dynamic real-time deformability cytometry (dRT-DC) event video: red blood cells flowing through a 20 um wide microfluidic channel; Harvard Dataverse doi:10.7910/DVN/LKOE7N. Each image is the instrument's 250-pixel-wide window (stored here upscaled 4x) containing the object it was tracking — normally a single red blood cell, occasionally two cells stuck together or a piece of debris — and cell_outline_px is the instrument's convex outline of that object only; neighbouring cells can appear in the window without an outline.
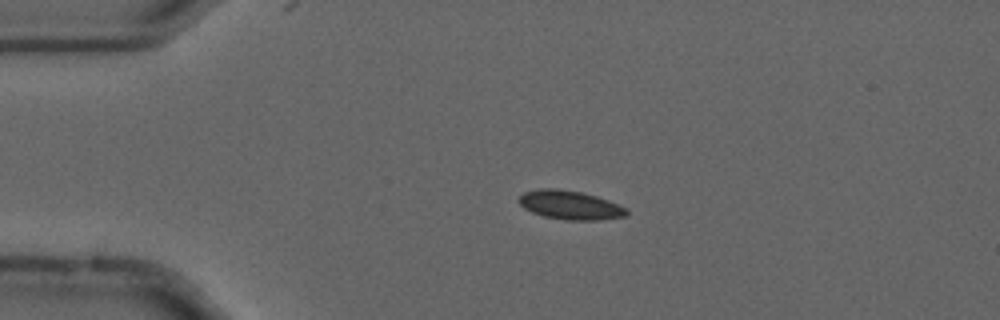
{"species": "common noctule bat (a hibernating species)", "species_latin": "Nyctalus noctula", "temperature_condition": "cold", "stored_images_in_passage": 54, "camera_frame_rate_fps": 3000, "um_per_image_px": 0.085, "animal": {"sex": "male", "forearm_length_mm": 52.5}, "frame": {"image": 1, "passage_image": 11, "time_ms": 3.333, "image_size_px": [1000, 320], "cell_outline_px": [[628, 216], [600, 220], [564, 220], [544, 216], [532, 212], [524, 208], [516, 200], [524, 192], [540, 188], [556, 188], [580, 192], [596, 196], [608, 200], [628, 208]], "centroid_in_image_um": [48.47, 17.43], "position_along_channel_um": 36.5, "area_um2": 18.26}}
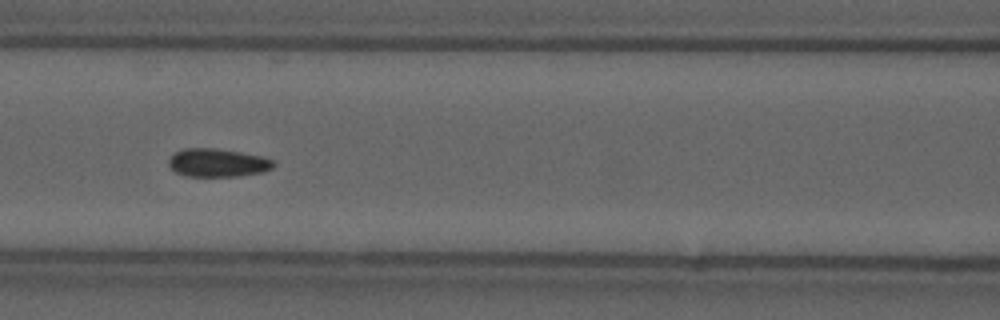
{"frame": {"image": 2, "passage_image": 23, "time_ms": 7.333, "image_size_px": [1000, 320], "cell_outline_px": [[276, 164], [272, 168], [264, 172], [240, 176], [188, 176], [176, 172], [168, 164], [168, 160], [176, 152], [184, 148], [216, 148], [240, 152], [260, 156], [272, 160]], "centroid_in_image_um": [18.51, 13.83], "position_along_channel_um": 148.1, "area_um2": 17.17}}
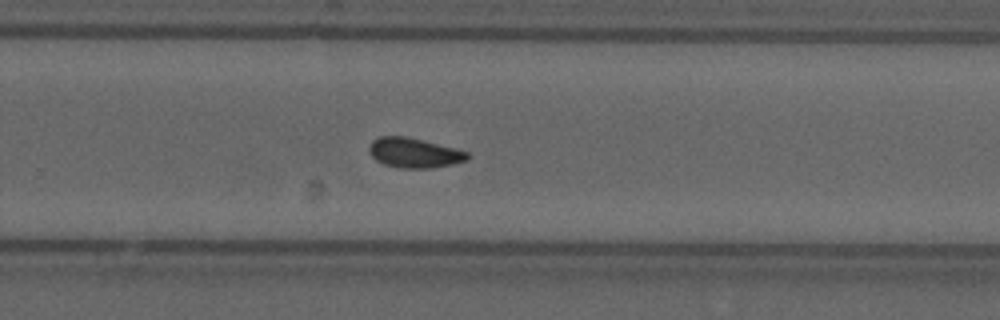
{"frame": {"image": 3, "passage_image": 35, "time_ms": 11.333, "image_size_px": [1000, 320], "cell_outline_px": [[468, 160], [452, 164], [428, 168], [400, 168], [384, 164], [376, 160], [372, 156], [368, 148], [372, 140], [380, 136], [404, 136], [456, 148], [468, 152]], "centroid_in_image_um": [35.19, 12.99], "position_along_channel_um": 294.6, "area_um2": 16.94}, "authors_computed_cell_mechanics": {"area_um2": 16.9354, "velocity_mm_per_s": 3.6734, "shape_relaxation_time_tau1_ms": 9.5981, "shape_relaxation_time_tau2_ms": 1.5289, "deformation_change_tau1": 0.1176, "deformation_change_tau2": 0.0633}}